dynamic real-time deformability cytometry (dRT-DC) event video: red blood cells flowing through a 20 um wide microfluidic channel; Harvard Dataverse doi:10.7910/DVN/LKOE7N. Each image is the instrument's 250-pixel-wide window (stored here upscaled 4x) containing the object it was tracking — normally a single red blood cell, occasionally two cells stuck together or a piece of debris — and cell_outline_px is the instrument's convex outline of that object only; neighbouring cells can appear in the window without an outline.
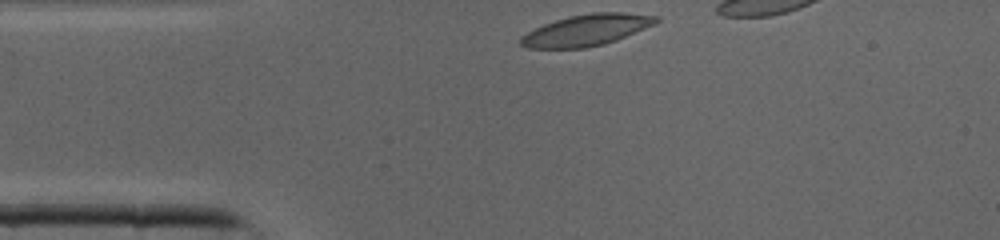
{"species": "common noctule bat (a hibernating species)", "species_latin": "Nyctalus noctula", "temperature_condition": "cold", "stored_images_in_passage": 10, "camera_frame_rate_fps": 3000, "um_per_image_px": 0.085, "animal": {"sex": "male", "body_mass_g": 19.0, "forearm_length_mm": 50.8}, "frame": {"image": 1, "passage_image": 1, "time_ms": 0.0, "image_size_px": [1000, 240], "cell_outline_px": [[660, 20], [644, 28], [616, 40], [604, 44], [584, 48], [528, 48], [520, 44], [520, 40], [528, 32], [544, 24], [568, 16], [592, 12], [620, 12], [656, 16]], "centroid_in_image_um": [49.84, 2.56], "position_along_channel_um": 35.2, "area_um2": 24.22}}
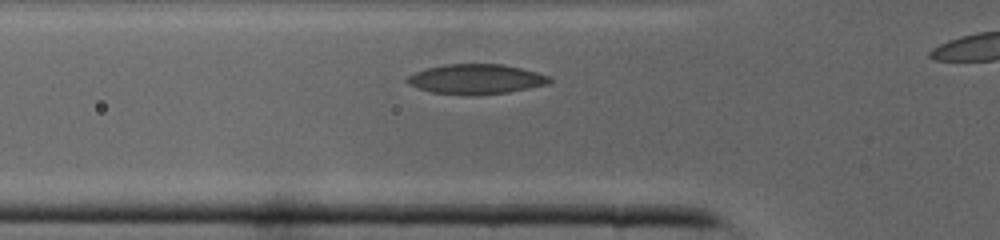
{"frame": {"image": 2, "passage_image": 6, "time_ms": 1.667, "image_size_px": [1000, 240], "cell_outline_px": [[552, 80], [548, 84], [508, 92], [432, 92], [408, 84], [404, 80], [408, 76], [416, 72], [428, 68], [444, 64], [500, 64], [520, 68], [536, 72], [548, 76]], "centroid_in_image_um": [40.46, 6.67], "position_along_channel_um": 85.3, "area_um2": 23.52}}
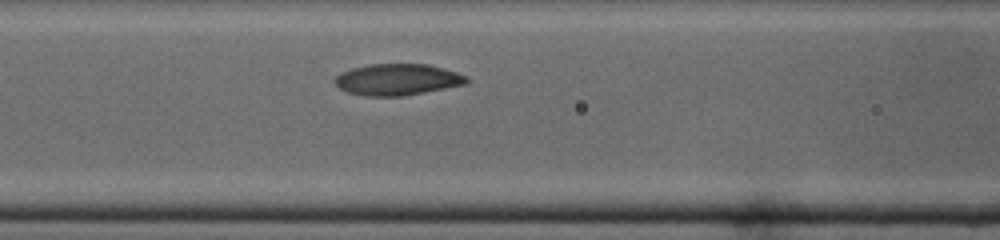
{"frame": {"image": 3, "passage_image": 9, "time_ms": 2.667, "image_size_px": [1000, 240], "cell_outline_px": [[468, 84], [404, 96], [368, 96], [348, 92], [340, 88], [336, 84], [336, 76], [340, 72], [352, 68], [368, 64], [428, 64], [456, 72], [464, 76], [468, 80]], "centroid_in_image_um": [33.78, 6.76], "position_along_channel_um": 132.8, "area_um2": 23.99}}